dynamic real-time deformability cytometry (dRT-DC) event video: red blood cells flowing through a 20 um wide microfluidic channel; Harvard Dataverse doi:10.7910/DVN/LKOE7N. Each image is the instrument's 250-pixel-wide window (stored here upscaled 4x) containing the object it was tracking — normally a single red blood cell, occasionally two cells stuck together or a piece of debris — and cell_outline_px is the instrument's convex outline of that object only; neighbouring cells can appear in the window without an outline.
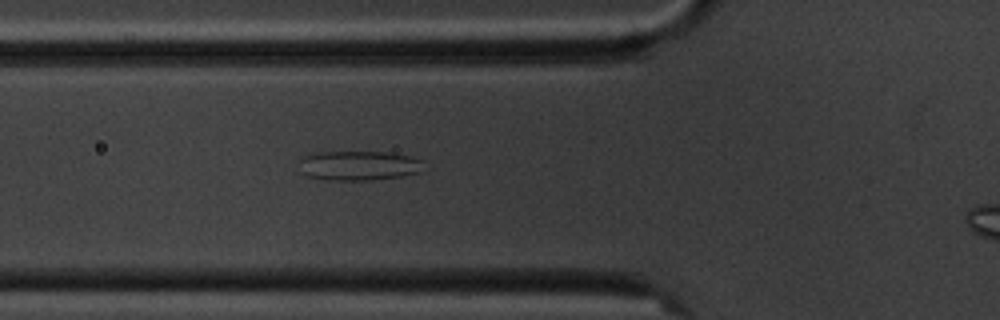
{"species": "common noctule bat (a hibernating species)", "species_latin": "Nyctalus noctula", "temperature_condition": "cold", "stored_images_in_passage": 5, "camera_frame_rate_fps": 3000, "um_per_image_px": 0.085, "animal": {"sex": "male", "body_mass_g": 20.1, "forearm_length_mm": 53.5}, "frame": {"image": 1, "passage_image": 4, "time_ms": 4.0, "image_size_px": [1000, 320], "cell_outline_px": [[420, 172], [400, 176], [372, 180], [324, 180], [308, 176], [296, 172], [300, 156], [320, 152], [388, 152], [408, 156], [420, 160]], "centroid_in_image_um": [30.33, 14.08], "position_along_channel_um": 95.5, "area_um2": 21.62}}